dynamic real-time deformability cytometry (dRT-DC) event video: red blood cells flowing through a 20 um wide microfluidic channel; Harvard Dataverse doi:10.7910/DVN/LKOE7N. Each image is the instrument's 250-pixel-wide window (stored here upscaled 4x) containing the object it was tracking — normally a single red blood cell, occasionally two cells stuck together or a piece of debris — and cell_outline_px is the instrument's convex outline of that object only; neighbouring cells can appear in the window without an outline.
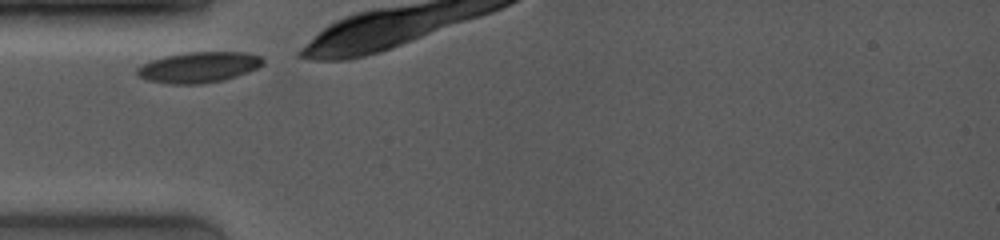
{"species": "common noctule bat (a hibernating species)", "species_latin": "Nyctalus noctula", "temperature_condition": "room temperature", "stored_images_in_passage": 7, "camera_frame_rate_fps": 4000, "um_per_image_px": 0.085, "animal": {"sex": "female", "body_mass_g": 19.0, "forearm_length_mm": 53.3}, "frame": {"image": 1, "passage_image": 1, "time_ms": 0.0, "image_size_px": [1000, 240], "cell_outline_px": [[264, 64], [248, 72], [224, 80], [200, 84], [168, 84], [148, 80], [140, 76], [136, 72], [136, 68], [152, 60], [164, 56], [188, 52], [244, 52], [260, 56], [264, 60]], "centroid_in_image_um": [16.91, 5.72], "position_along_channel_um": 68.1, "area_um2": 22.43}}